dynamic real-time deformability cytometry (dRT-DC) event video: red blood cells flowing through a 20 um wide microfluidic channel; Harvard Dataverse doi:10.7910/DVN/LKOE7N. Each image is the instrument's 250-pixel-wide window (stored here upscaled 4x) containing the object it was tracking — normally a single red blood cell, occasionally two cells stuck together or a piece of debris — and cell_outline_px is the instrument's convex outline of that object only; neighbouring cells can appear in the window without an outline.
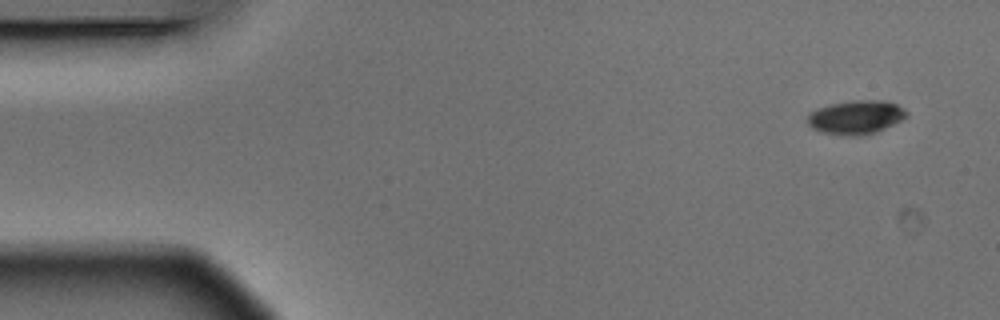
{"species": "Egyptian fruit bat (a non-hibernating species)", "species_latin": "Rousettus aegyptiacus", "temperature_condition": "warm", "stored_images_in_passage": 6, "camera_frame_rate_fps": 3000, "um_per_image_px": 0.085, "animal": {"sex": "male"}, "frame": {"image": 1, "passage_image": 1, "time_ms": 0.0, "image_size_px": [1000, 320], "cell_outline_px": [[908, 116], [876, 132], [860, 136], [848, 136], [824, 132], [812, 128], [808, 124], [808, 112], [816, 108], [828, 104], [852, 100], [888, 100], [904, 108], [908, 112]], "centroid_in_image_um": [72.75, 9.94], "position_along_channel_um": 12.3, "area_um2": 19.65}}
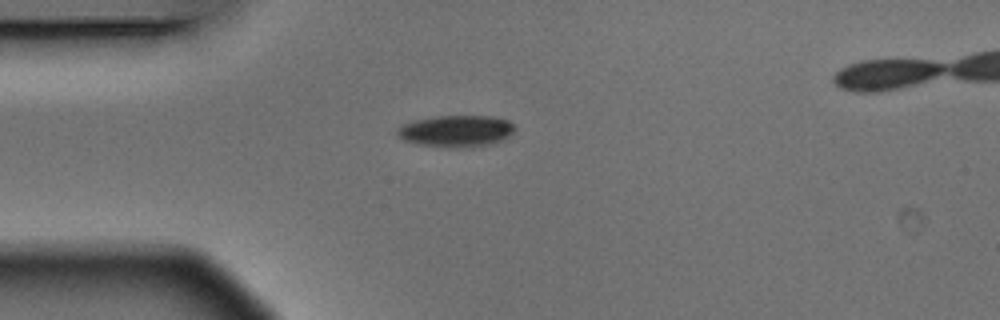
{"frame": {"image": 2, "passage_image": 4, "time_ms": 1.0, "image_size_px": [1000, 320], "cell_outline_px": [[516, 128], [504, 140], [492, 144], [472, 148], [448, 148], [416, 144], [404, 140], [396, 132], [396, 128], [404, 124], [416, 120], [436, 116], [492, 116], [508, 120], [516, 124]], "centroid_in_image_um": [38.82, 11.16], "position_along_channel_um": 46.2, "area_um2": 22.08}}
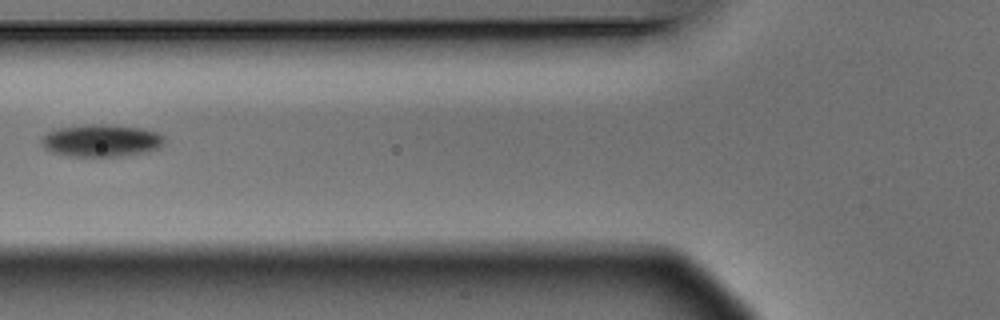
{"frame": {"image": 3, "passage_image": 6, "time_ms": 1.667, "image_size_px": [1000, 320], "cell_outline_px": [[164, 140], [160, 148], [144, 152], [124, 156], [68, 156], [52, 152], [44, 148], [40, 140], [48, 132], [56, 128], [84, 124], [104, 124], [140, 128], [160, 132], [164, 136]], "centroid_in_image_um": [8.61, 11.94], "position_along_channel_um": 117.2, "area_um2": 23.29}}